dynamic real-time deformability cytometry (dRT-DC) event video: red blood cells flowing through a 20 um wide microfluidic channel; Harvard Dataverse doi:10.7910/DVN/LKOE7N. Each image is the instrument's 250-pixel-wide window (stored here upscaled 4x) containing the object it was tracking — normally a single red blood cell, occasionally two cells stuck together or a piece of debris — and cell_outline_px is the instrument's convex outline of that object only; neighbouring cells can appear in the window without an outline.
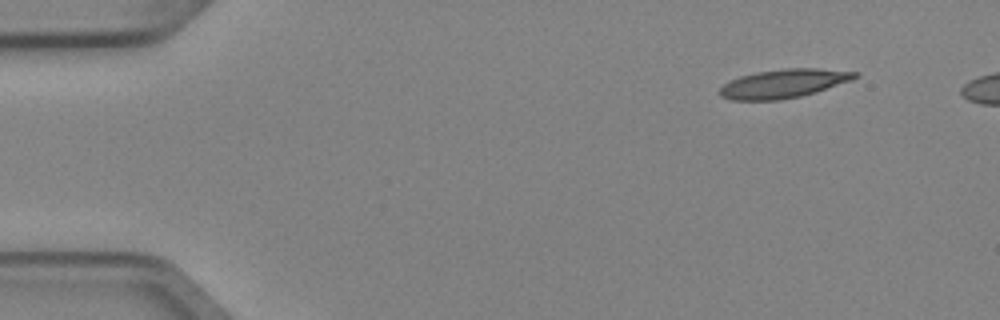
{"species": "Egyptian fruit bat (a non-hibernating species)", "species_latin": "Rousettus aegyptiacus", "temperature_condition": "cold", "stored_images_in_passage": 4, "camera_frame_rate_fps": 3000, "um_per_image_px": 0.085, "animal": {"sex": "female"}, "frame": {"image": 1, "passage_image": 1, "time_ms": 0.0, "image_size_px": [1000, 320], "cell_outline_px": [[860, 76], [852, 80], [816, 92], [800, 96], [780, 100], [732, 100], [720, 96], [720, 88], [724, 84], [740, 76], [756, 72], [784, 68], [820, 68], [860, 72]], "centroid_in_image_um": [66.66, 7.09], "position_along_channel_um": 18.3, "area_um2": 22.72}}